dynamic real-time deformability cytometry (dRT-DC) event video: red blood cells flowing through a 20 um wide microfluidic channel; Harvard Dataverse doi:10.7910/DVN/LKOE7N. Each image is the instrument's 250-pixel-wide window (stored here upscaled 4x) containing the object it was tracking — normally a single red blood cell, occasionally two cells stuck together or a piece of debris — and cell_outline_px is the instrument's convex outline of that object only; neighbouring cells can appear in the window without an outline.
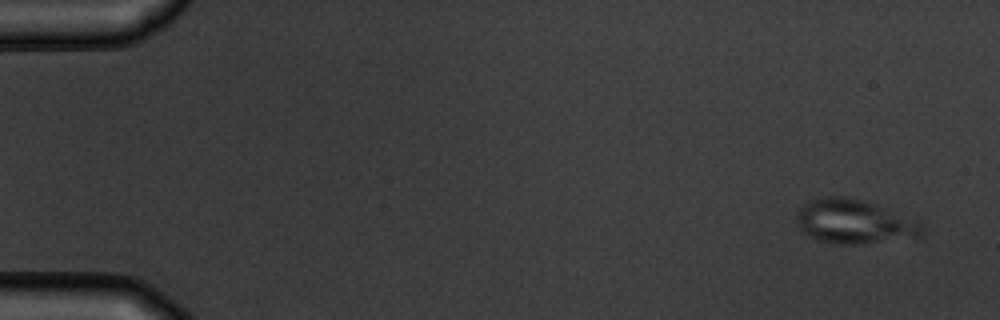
{"species": "common noctule bat (a hibernating species)", "species_latin": "Nyctalus noctula", "temperature_condition": "warm", "stored_images_in_passage": 5, "camera_frame_rate_fps": 3000, "um_per_image_px": 0.085, "animal": {"sex": "male", "body_mass_g": 19.5, "forearm_length_mm": 54.6}, "frame": {"image": 1, "passage_image": 1, "time_ms": 0.0, "image_size_px": [1000, 320], "cell_outline_px": [[924, 236], [916, 240], [860, 244], [832, 244], [816, 240], [804, 232], [796, 224], [796, 212], [804, 204], [812, 200], [828, 196], [840, 196], [860, 200], [876, 204], [920, 220], [924, 228]], "centroid_in_image_um": [72.72, 18.89], "position_along_channel_um": 12.3, "area_um2": 33.23}}